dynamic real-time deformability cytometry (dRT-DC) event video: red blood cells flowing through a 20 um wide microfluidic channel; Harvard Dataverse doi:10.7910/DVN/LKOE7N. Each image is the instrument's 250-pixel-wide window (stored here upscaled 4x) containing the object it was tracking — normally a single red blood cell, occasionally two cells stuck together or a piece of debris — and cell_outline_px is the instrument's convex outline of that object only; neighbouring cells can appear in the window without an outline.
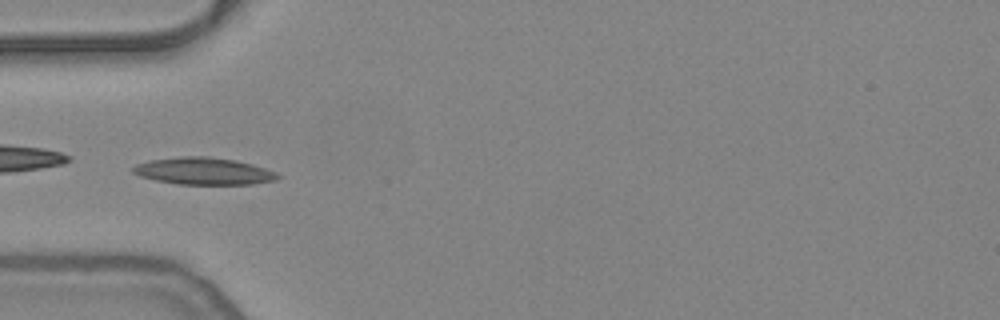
{"species": "common noctule bat (a hibernating species)", "species_latin": "Nyctalus noctula", "temperature_condition": "warm", "stored_images_in_passage": 53, "camera_frame_rate_fps": 3000, "um_per_image_px": 0.085, "animal": {"sex": "female", "body_mass_g": 24.6, "forearm_length_mm": 56.2}, "frame": {"image": 1, "passage_image": 16, "time_ms": 5.0, "image_size_px": [1000, 320], "cell_outline_px": [[280, 176], [276, 180], [252, 184], [176, 184], [156, 180], [140, 176], [132, 172], [132, 168], [136, 164], [152, 160], [180, 156], [208, 156], [236, 160], [252, 164], [276, 172]], "centroid_in_image_um": [17.31, 14.54], "position_along_channel_um": 67.7, "area_um2": 22.77}, "authors_computed_cell_mechanics": {"area_um2": 20.5768, "velocity_mm_per_s": 3.8002, "shape_relaxation_time_tau1_ms": 9.0682, "shape_relaxation_time_tau2_ms": 3.1002, "deformation_change_tau1": 0.2334, "deformation_change_tau2": 0.0929}}